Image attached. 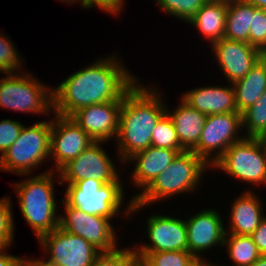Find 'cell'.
Listing matches in <instances>:
<instances>
[{"label":"cell","mask_w":266,"mask_h":266,"mask_svg":"<svg viewBox=\"0 0 266 266\" xmlns=\"http://www.w3.org/2000/svg\"><path fill=\"white\" fill-rule=\"evenodd\" d=\"M118 55L98 58L93 64L70 74L53 89V113L71 117L93 104L123 100L138 82Z\"/></svg>","instance_id":"obj_1"},{"label":"cell","mask_w":266,"mask_h":266,"mask_svg":"<svg viewBox=\"0 0 266 266\" xmlns=\"http://www.w3.org/2000/svg\"><path fill=\"white\" fill-rule=\"evenodd\" d=\"M139 82L122 100L116 148L117 157L123 164L133 154L151 146L152 131L167 112L166 103L157 89Z\"/></svg>","instance_id":"obj_2"},{"label":"cell","mask_w":266,"mask_h":266,"mask_svg":"<svg viewBox=\"0 0 266 266\" xmlns=\"http://www.w3.org/2000/svg\"><path fill=\"white\" fill-rule=\"evenodd\" d=\"M210 168L192 150H184L178 153L166 170L158 175L134 200L129 201L123 214L125 213V216H128L131 213L132 215L140 209H147V206H151L153 202L157 203V201L182 193H193L198 189L203 174L208 171L206 169L210 170Z\"/></svg>","instance_id":"obj_3"},{"label":"cell","mask_w":266,"mask_h":266,"mask_svg":"<svg viewBox=\"0 0 266 266\" xmlns=\"http://www.w3.org/2000/svg\"><path fill=\"white\" fill-rule=\"evenodd\" d=\"M55 173L58 172L49 169L13 184L21 213L37 240L59 227L57 201L54 195Z\"/></svg>","instance_id":"obj_4"},{"label":"cell","mask_w":266,"mask_h":266,"mask_svg":"<svg viewBox=\"0 0 266 266\" xmlns=\"http://www.w3.org/2000/svg\"><path fill=\"white\" fill-rule=\"evenodd\" d=\"M52 120L39 121L32 126L23 125L16 141L0 157V171L32 175L34 168L50 159Z\"/></svg>","instance_id":"obj_5"},{"label":"cell","mask_w":266,"mask_h":266,"mask_svg":"<svg viewBox=\"0 0 266 266\" xmlns=\"http://www.w3.org/2000/svg\"><path fill=\"white\" fill-rule=\"evenodd\" d=\"M19 72L6 73L7 76L0 79V107L33 115L53 112V88L29 72Z\"/></svg>","instance_id":"obj_6"},{"label":"cell","mask_w":266,"mask_h":266,"mask_svg":"<svg viewBox=\"0 0 266 266\" xmlns=\"http://www.w3.org/2000/svg\"><path fill=\"white\" fill-rule=\"evenodd\" d=\"M123 188L121 181L104 184L95 179H84L66 185L64 200L85 213L114 219L122 209Z\"/></svg>","instance_id":"obj_7"},{"label":"cell","mask_w":266,"mask_h":266,"mask_svg":"<svg viewBox=\"0 0 266 266\" xmlns=\"http://www.w3.org/2000/svg\"><path fill=\"white\" fill-rule=\"evenodd\" d=\"M212 167L238 181L266 185V149L260 138L244 137L232 144Z\"/></svg>","instance_id":"obj_8"},{"label":"cell","mask_w":266,"mask_h":266,"mask_svg":"<svg viewBox=\"0 0 266 266\" xmlns=\"http://www.w3.org/2000/svg\"><path fill=\"white\" fill-rule=\"evenodd\" d=\"M241 130V113L207 115L199 142L192 151L212 168L227 148L245 137L239 136Z\"/></svg>","instance_id":"obj_9"},{"label":"cell","mask_w":266,"mask_h":266,"mask_svg":"<svg viewBox=\"0 0 266 266\" xmlns=\"http://www.w3.org/2000/svg\"><path fill=\"white\" fill-rule=\"evenodd\" d=\"M65 214L59 215V227L70 234L80 236L100 252H112L117 247V234L111 219L85 213L70 206L64 199Z\"/></svg>","instance_id":"obj_10"},{"label":"cell","mask_w":266,"mask_h":266,"mask_svg":"<svg viewBox=\"0 0 266 266\" xmlns=\"http://www.w3.org/2000/svg\"><path fill=\"white\" fill-rule=\"evenodd\" d=\"M106 142H94L84 151H82L75 159L69 161L59 171V185L74 184L84 179H95L102 181L104 184L120 181L114 162L102 148V144Z\"/></svg>","instance_id":"obj_11"},{"label":"cell","mask_w":266,"mask_h":266,"mask_svg":"<svg viewBox=\"0 0 266 266\" xmlns=\"http://www.w3.org/2000/svg\"><path fill=\"white\" fill-rule=\"evenodd\" d=\"M38 241L44 253L49 254L45 260L54 266H92L101 253L84 238L60 227L42 235Z\"/></svg>","instance_id":"obj_12"},{"label":"cell","mask_w":266,"mask_h":266,"mask_svg":"<svg viewBox=\"0 0 266 266\" xmlns=\"http://www.w3.org/2000/svg\"><path fill=\"white\" fill-rule=\"evenodd\" d=\"M54 114V115H53ZM50 161L58 172L95 141L71 118L52 113Z\"/></svg>","instance_id":"obj_13"},{"label":"cell","mask_w":266,"mask_h":266,"mask_svg":"<svg viewBox=\"0 0 266 266\" xmlns=\"http://www.w3.org/2000/svg\"><path fill=\"white\" fill-rule=\"evenodd\" d=\"M146 222L149 243L134 245L135 252L188 251L184 219L153 213Z\"/></svg>","instance_id":"obj_14"},{"label":"cell","mask_w":266,"mask_h":266,"mask_svg":"<svg viewBox=\"0 0 266 266\" xmlns=\"http://www.w3.org/2000/svg\"><path fill=\"white\" fill-rule=\"evenodd\" d=\"M188 251L203 259L202 253L214 246H223L226 234L222 217L216 209H205L186 218Z\"/></svg>","instance_id":"obj_15"},{"label":"cell","mask_w":266,"mask_h":266,"mask_svg":"<svg viewBox=\"0 0 266 266\" xmlns=\"http://www.w3.org/2000/svg\"><path fill=\"white\" fill-rule=\"evenodd\" d=\"M122 100L93 104L79 109L71 118L95 141L116 139Z\"/></svg>","instance_id":"obj_16"},{"label":"cell","mask_w":266,"mask_h":266,"mask_svg":"<svg viewBox=\"0 0 266 266\" xmlns=\"http://www.w3.org/2000/svg\"><path fill=\"white\" fill-rule=\"evenodd\" d=\"M211 47L220 70L231 84L247 75L259 60V49L247 42L222 38Z\"/></svg>","instance_id":"obj_17"},{"label":"cell","mask_w":266,"mask_h":266,"mask_svg":"<svg viewBox=\"0 0 266 266\" xmlns=\"http://www.w3.org/2000/svg\"><path fill=\"white\" fill-rule=\"evenodd\" d=\"M179 152L174 149H164L150 146L145 150L139 151L129 157L127 162L136 163L131 174L132 182L142 191L132 196L134 200L141 192H143L153 180L166 170Z\"/></svg>","instance_id":"obj_18"},{"label":"cell","mask_w":266,"mask_h":266,"mask_svg":"<svg viewBox=\"0 0 266 266\" xmlns=\"http://www.w3.org/2000/svg\"><path fill=\"white\" fill-rule=\"evenodd\" d=\"M181 98L191 107L205 115L239 113L235 104L233 84L227 86H203L192 88Z\"/></svg>","instance_id":"obj_19"},{"label":"cell","mask_w":266,"mask_h":266,"mask_svg":"<svg viewBox=\"0 0 266 266\" xmlns=\"http://www.w3.org/2000/svg\"><path fill=\"white\" fill-rule=\"evenodd\" d=\"M232 203L226 234L250 236L265 217L260 199L247 189Z\"/></svg>","instance_id":"obj_20"},{"label":"cell","mask_w":266,"mask_h":266,"mask_svg":"<svg viewBox=\"0 0 266 266\" xmlns=\"http://www.w3.org/2000/svg\"><path fill=\"white\" fill-rule=\"evenodd\" d=\"M174 110L167 113L174 123L179 143L185 150H192L199 142L207 115L191 107L182 98Z\"/></svg>","instance_id":"obj_21"},{"label":"cell","mask_w":266,"mask_h":266,"mask_svg":"<svg viewBox=\"0 0 266 266\" xmlns=\"http://www.w3.org/2000/svg\"><path fill=\"white\" fill-rule=\"evenodd\" d=\"M227 11L228 4L207 1L188 23L198 28L211 45L224 38Z\"/></svg>","instance_id":"obj_22"},{"label":"cell","mask_w":266,"mask_h":266,"mask_svg":"<svg viewBox=\"0 0 266 266\" xmlns=\"http://www.w3.org/2000/svg\"><path fill=\"white\" fill-rule=\"evenodd\" d=\"M239 113L254 105L266 90V68L258 60L247 75L233 83Z\"/></svg>","instance_id":"obj_23"},{"label":"cell","mask_w":266,"mask_h":266,"mask_svg":"<svg viewBox=\"0 0 266 266\" xmlns=\"http://www.w3.org/2000/svg\"><path fill=\"white\" fill-rule=\"evenodd\" d=\"M257 8L244 0L228 4L224 38L249 43L252 16Z\"/></svg>","instance_id":"obj_24"},{"label":"cell","mask_w":266,"mask_h":266,"mask_svg":"<svg viewBox=\"0 0 266 266\" xmlns=\"http://www.w3.org/2000/svg\"><path fill=\"white\" fill-rule=\"evenodd\" d=\"M223 246L235 266H251L262 255L251 236L225 234Z\"/></svg>","instance_id":"obj_25"},{"label":"cell","mask_w":266,"mask_h":266,"mask_svg":"<svg viewBox=\"0 0 266 266\" xmlns=\"http://www.w3.org/2000/svg\"><path fill=\"white\" fill-rule=\"evenodd\" d=\"M241 120L246 138H261L266 135V90L254 105L241 113Z\"/></svg>","instance_id":"obj_26"},{"label":"cell","mask_w":266,"mask_h":266,"mask_svg":"<svg viewBox=\"0 0 266 266\" xmlns=\"http://www.w3.org/2000/svg\"><path fill=\"white\" fill-rule=\"evenodd\" d=\"M147 266H191L197 259L189 251L135 252Z\"/></svg>","instance_id":"obj_27"},{"label":"cell","mask_w":266,"mask_h":266,"mask_svg":"<svg viewBox=\"0 0 266 266\" xmlns=\"http://www.w3.org/2000/svg\"><path fill=\"white\" fill-rule=\"evenodd\" d=\"M151 146L174 149L179 153L185 150L179 143L174 123L167 112L160 118L152 131Z\"/></svg>","instance_id":"obj_28"},{"label":"cell","mask_w":266,"mask_h":266,"mask_svg":"<svg viewBox=\"0 0 266 266\" xmlns=\"http://www.w3.org/2000/svg\"><path fill=\"white\" fill-rule=\"evenodd\" d=\"M164 13L174 16L184 22L190 19L202 8L207 0H154Z\"/></svg>","instance_id":"obj_29"},{"label":"cell","mask_w":266,"mask_h":266,"mask_svg":"<svg viewBox=\"0 0 266 266\" xmlns=\"http://www.w3.org/2000/svg\"><path fill=\"white\" fill-rule=\"evenodd\" d=\"M5 33H0V73H18L23 60L13 42Z\"/></svg>","instance_id":"obj_30"},{"label":"cell","mask_w":266,"mask_h":266,"mask_svg":"<svg viewBox=\"0 0 266 266\" xmlns=\"http://www.w3.org/2000/svg\"><path fill=\"white\" fill-rule=\"evenodd\" d=\"M10 197L0 199V247H10L14 241L15 224Z\"/></svg>","instance_id":"obj_31"},{"label":"cell","mask_w":266,"mask_h":266,"mask_svg":"<svg viewBox=\"0 0 266 266\" xmlns=\"http://www.w3.org/2000/svg\"><path fill=\"white\" fill-rule=\"evenodd\" d=\"M136 258L134 248L122 247L112 252H101L92 266H129Z\"/></svg>","instance_id":"obj_32"},{"label":"cell","mask_w":266,"mask_h":266,"mask_svg":"<svg viewBox=\"0 0 266 266\" xmlns=\"http://www.w3.org/2000/svg\"><path fill=\"white\" fill-rule=\"evenodd\" d=\"M249 44L261 49L266 47V10L257 8L252 16Z\"/></svg>","instance_id":"obj_33"},{"label":"cell","mask_w":266,"mask_h":266,"mask_svg":"<svg viewBox=\"0 0 266 266\" xmlns=\"http://www.w3.org/2000/svg\"><path fill=\"white\" fill-rule=\"evenodd\" d=\"M23 124L20 121L2 119L0 121V152L1 156L19 137Z\"/></svg>","instance_id":"obj_34"},{"label":"cell","mask_w":266,"mask_h":266,"mask_svg":"<svg viewBox=\"0 0 266 266\" xmlns=\"http://www.w3.org/2000/svg\"><path fill=\"white\" fill-rule=\"evenodd\" d=\"M89 9L93 6L101 11L112 15H119L124 6L125 0H85Z\"/></svg>","instance_id":"obj_35"},{"label":"cell","mask_w":266,"mask_h":266,"mask_svg":"<svg viewBox=\"0 0 266 266\" xmlns=\"http://www.w3.org/2000/svg\"><path fill=\"white\" fill-rule=\"evenodd\" d=\"M262 255H266V215L258 228L250 235Z\"/></svg>","instance_id":"obj_36"},{"label":"cell","mask_w":266,"mask_h":266,"mask_svg":"<svg viewBox=\"0 0 266 266\" xmlns=\"http://www.w3.org/2000/svg\"><path fill=\"white\" fill-rule=\"evenodd\" d=\"M6 250L7 247H0V266H20L22 257L6 254Z\"/></svg>","instance_id":"obj_37"},{"label":"cell","mask_w":266,"mask_h":266,"mask_svg":"<svg viewBox=\"0 0 266 266\" xmlns=\"http://www.w3.org/2000/svg\"><path fill=\"white\" fill-rule=\"evenodd\" d=\"M20 266H54L52 265L51 263L45 261V259L43 258H39V259H25L22 257V260H21V265Z\"/></svg>","instance_id":"obj_38"},{"label":"cell","mask_w":266,"mask_h":266,"mask_svg":"<svg viewBox=\"0 0 266 266\" xmlns=\"http://www.w3.org/2000/svg\"><path fill=\"white\" fill-rule=\"evenodd\" d=\"M244 1L253 4L256 8L266 10V0H244Z\"/></svg>","instance_id":"obj_39"},{"label":"cell","mask_w":266,"mask_h":266,"mask_svg":"<svg viewBox=\"0 0 266 266\" xmlns=\"http://www.w3.org/2000/svg\"><path fill=\"white\" fill-rule=\"evenodd\" d=\"M259 61L266 68V47H263V48L259 49Z\"/></svg>","instance_id":"obj_40"},{"label":"cell","mask_w":266,"mask_h":266,"mask_svg":"<svg viewBox=\"0 0 266 266\" xmlns=\"http://www.w3.org/2000/svg\"><path fill=\"white\" fill-rule=\"evenodd\" d=\"M59 1H62V2H64V3H68V5H70L71 3L73 4V3H80V6L82 7V8H89L88 7V5H87V3H86V1L85 0H59ZM70 3V4H69Z\"/></svg>","instance_id":"obj_41"},{"label":"cell","mask_w":266,"mask_h":266,"mask_svg":"<svg viewBox=\"0 0 266 266\" xmlns=\"http://www.w3.org/2000/svg\"><path fill=\"white\" fill-rule=\"evenodd\" d=\"M251 266H266V255H261Z\"/></svg>","instance_id":"obj_42"},{"label":"cell","mask_w":266,"mask_h":266,"mask_svg":"<svg viewBox=\"0 0 266 266\" xmlns=\"http://www.w3.org/2000/svg\"><path fill=\"white\" fill-rule=\"evenodd\" d=\"M204 260L205 258L197 259L191 266H209V262Z\"/></svg>","instance_id":"obj_43"},{"label":"cell","mask_w":266,"mask_h":266,"mask_svg":"<svg viewBox=\"0 0 266 266\" xmlns=\"http://www.w3.org/2000/svg\"><path fill=\"white\" fill-rule=\"evenodd\" d=\"M129 266H147L141 259L136 258Z\"/></svg>","instance_id":"obj_44"},{"label":"cell","mask_w":266,"mask_h":266,"mask_svg":"<svg viewBox=\"0 0 266 266\" xmlns=\"http://www.w3.org/2000/svg\"><path fill=\"white\" fill-rule=\"evenodd\" d=\"M207 1H210V2H220V3L229 4V3H232L235 0H207Z\"/></svg>","instance_id":"obj_45"},{"label":"cell","mask_w":266,"mask_h":266,"mask_svg":"<svg viewBox=\"0 0 266 266\" xmlns=\"http://www.w3.org/2000/svg\"><path fill=\"white\" fill-rule=\"evenodd\" d=\"M260 139H261V141H262V143H263V145H264V147H265V149H266V135H264V136L261 137Z\"/></svg>","instance_id":"obj_46"},{"label":"cell","mask_w":266,"mask_h":266,"mask_svg":"<svg viewBox=\"0 0 266 266\" xmlns=\"http://www.w3.org/2000/svg\"><path fill=\"white\" fill-rule=\"evenodd\" d=\"M209 266H217V264L215 265L211 261H209ZM218 266H220V265H218Z\"/></svg>","instance_id":"obj_47"}]
</instances>
